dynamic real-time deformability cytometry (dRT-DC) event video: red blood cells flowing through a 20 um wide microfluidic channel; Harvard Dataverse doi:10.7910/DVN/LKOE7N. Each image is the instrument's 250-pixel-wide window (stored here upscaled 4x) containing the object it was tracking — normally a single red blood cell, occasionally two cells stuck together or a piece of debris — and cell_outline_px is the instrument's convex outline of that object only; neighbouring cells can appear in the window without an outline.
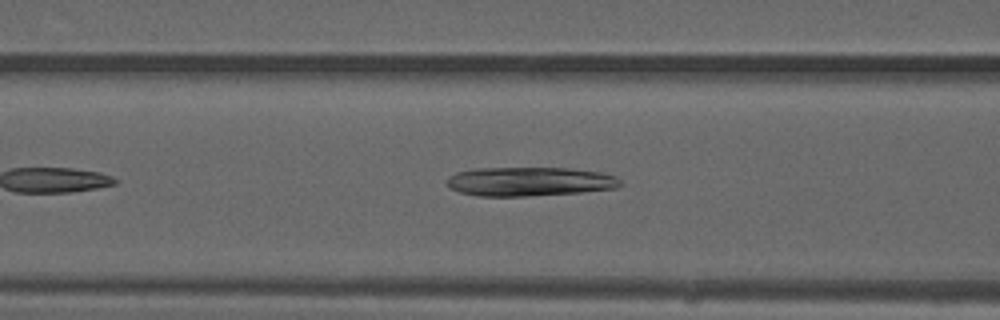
{"species": "common noctule bat (a hibernating species)", "species_latin": "Nyctalus noctula", "temperature_condition": "warm", "stored_images_in_passage": 37, "camera_frame_rate_fps": 3000, "um_per_image_px": 0.085, "animal": {"sex": "male", "forearm_length_mm": 52.5}, "frame": {"image": 1, "passage_image": 9, "time_ms": 2.667, "image_size_px": [1000, 320], "cell_outline_px": [[624, 184], [616, 188], [580, 192], [528, 196], [476, 196], [460, 192], [452, 188], [448, 184], [448, 176], [456, 172], [472, 168], [568, 168], [600, 172], [616, 176]], "centroid_in_image_um": [45.02, 15.43], "position_along_channel_um": 121.6, "area_um2": 29.42}}
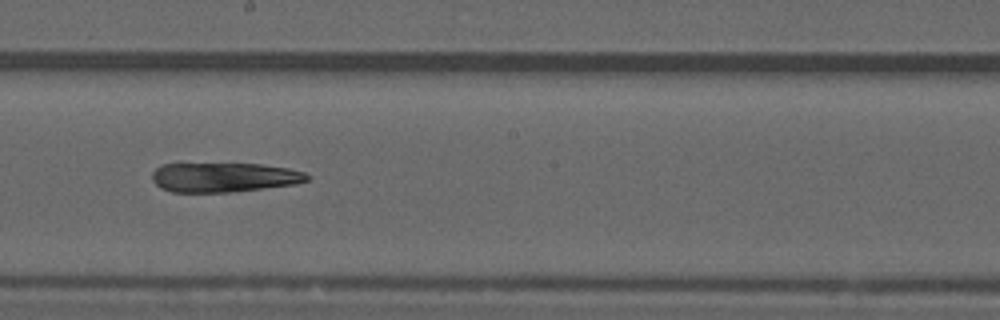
{"frame": {"image": 2, "passage_image": 17, "time_ms": 5.333, "image_size_px": [1000, 320], "cell_outline_px": [[308, 180], [296, 184], [232, 192], [172, 192], [160, 188], [152, 180], [152, 172], [156, 168], [164, 164], [264, 164], [288, 168], [304, 172], [308, 176]], "centroid_in_image_um": [19.03, 15.07], "position_along_channel_um": 229.2, "area_um2": 26.59}}
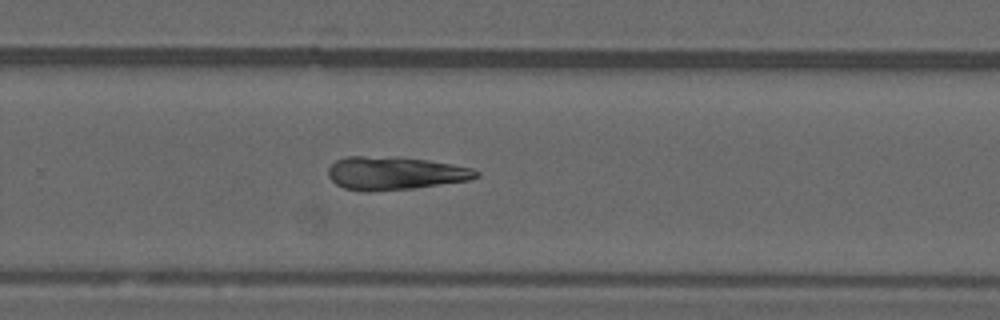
{"frame": {"image": 3, "passage_image": 22, "time_ms": 7.0, "image_size_px": [1000, 320], "cell_outline_px": [[480, 176], [472, 180], [412, 188], [368, 192], [360, 192], [344, 188], [336, 184], [328, 176], [328, 168], [336, 160], [344, 156], [364, 156], [428, 160], [452, 164], [472, 168], [480, 172]], "centroid_in_image_um": [33.56, 14.74], "position_along_channel_um": 296.2, "area_um2": 28.55}}